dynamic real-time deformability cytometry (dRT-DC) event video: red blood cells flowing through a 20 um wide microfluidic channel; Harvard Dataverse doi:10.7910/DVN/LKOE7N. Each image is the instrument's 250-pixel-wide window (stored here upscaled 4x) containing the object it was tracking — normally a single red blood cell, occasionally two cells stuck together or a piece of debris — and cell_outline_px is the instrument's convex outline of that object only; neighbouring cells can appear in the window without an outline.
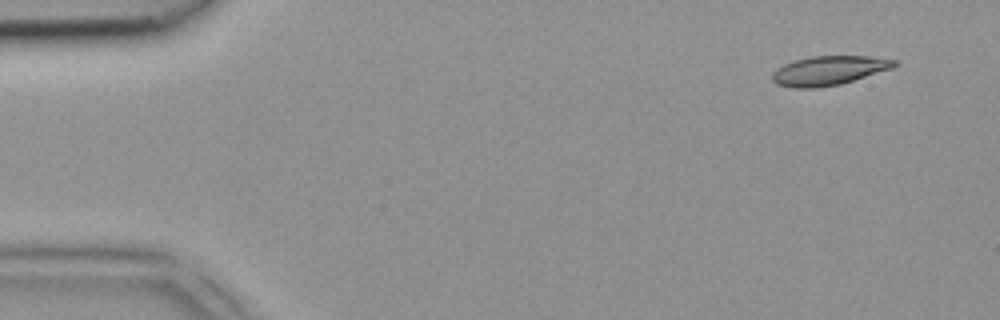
{"species": "common noctule bat (a hibernating species)", "species_latin": "Nyctalus noctula", "temperature_condition": "room temperature", "stored_images_in_passage": 6, "camera_frame_rate_fps": 3000, "um_per_image_px": 0.085, "animal": {"sex": "female", "body_mass_g": 18.4}, "frame": {"image": 1, "passage_image": 1, "time_ms": 0.0, "image_size_px": [1000, 320], "cell_outline_px": [[900, 64], [892, 68], [840, 84], [816, 88], [792, 88], [776, 84], [772, 80], [772, 72], [776, 68], [784, 64], [796, 60], [812, 56], [868, 56], [896, 60]], "centroid_in_image_um": [70.43, 6.0], "position_along_channel_um": 14.6, "area_um2": 20.75}}
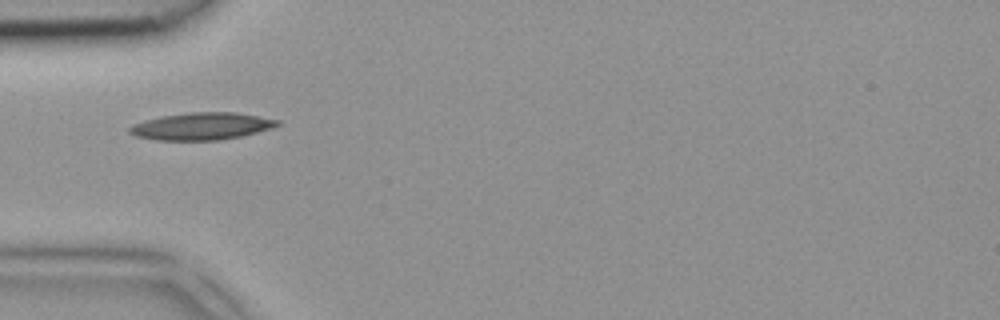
{"frame": {"image": 2, "passage_image": 4, "time_ms": 1.0, "image_size_px": [1000, 320], "cell_outline_px": [[280, 124], [272, 128], [240, 136], [220, 140], [156, 140], [136, 136], [128, 132], [128, 128], [132, 124], [160, 116], [188, 112], [236, 112], [280, 120]], "centroid_in_image_um": [17.12, 10.72], "position_along_channel_um": 67.9, "area_um2": 23.47}}
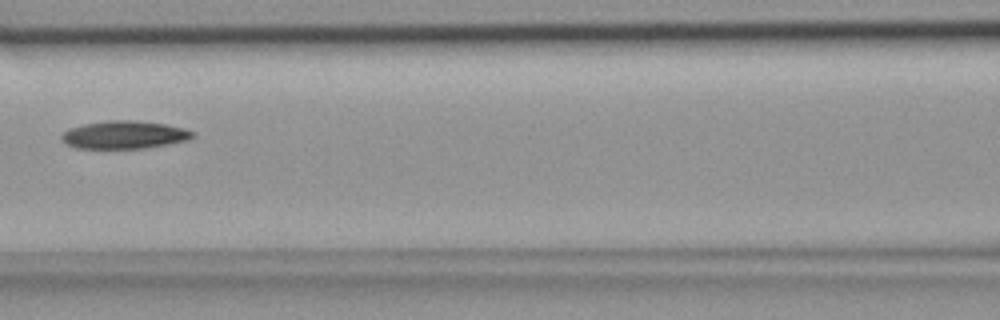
{"frame": {"image": 3, "passage_image": 6, "time_ms": 1.667, "image_size_px": [1000, 320], "cell_outline_px": [[196, 136], [188, 140], [144, 148], [76, 148], [64, 144], [60, 140], [60, 136], [68, 128], [84, 124], [108, 120], [136, 120], [164, 124], [184, 128], [196, 132]], "centroid_in_image_um": [10.54, 11.45], "position_along_channel_um": 156.1, "area_um2": 21.44}}